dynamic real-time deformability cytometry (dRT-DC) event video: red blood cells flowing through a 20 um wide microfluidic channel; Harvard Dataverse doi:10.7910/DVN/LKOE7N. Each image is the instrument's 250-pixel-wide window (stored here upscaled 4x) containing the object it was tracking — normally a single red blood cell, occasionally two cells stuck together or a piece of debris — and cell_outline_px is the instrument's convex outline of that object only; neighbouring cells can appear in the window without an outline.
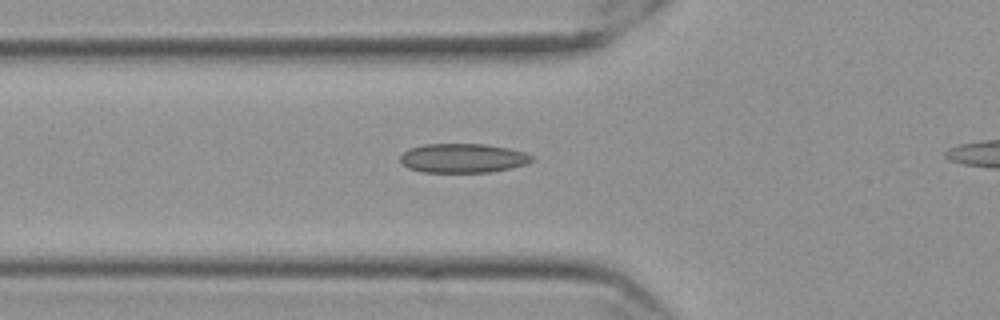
{"species": "Egyptian fruit bat (a non-hibernating species)", "species_latin": "Rousettus aegyptiacus", "temperature_condition": "cold", "stored_images_in_passage": 36, "camera_frame_rate_fps": 3000, "um_per_image_px": 0.085, "frame": {"image": 1, "passage_image": 6, "time_ms": 1.667, "image_size_px": [1000, 320], "cell_outline_px": [[536, 160], [512, 168], [492, 172], [420, 172], [408, 168], [400, 160], [400, 156], [408, 148], [424, 144], [484, 144], [508, 148], [524, 152], [532, 156]], "centroid_in_image_um": [39.34, 13.44], "position_along_channel_um": 86.5, "area_um2": 22.48}}
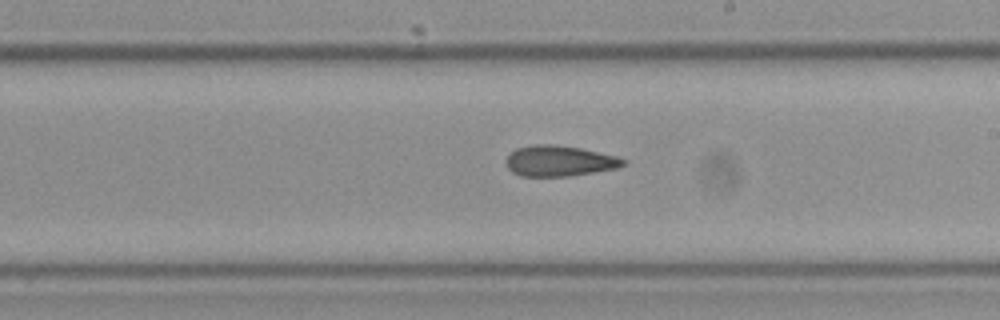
{"frame": {"image": 2, "passage_image": 19, "time_ms": 6.0, "image_size_px": [1000, 320], "cell_outline_px": [[628, 160], [624, 164], [616, 168], [568, 176], [520, 176], [512, 172], [508, 168], [504, 160], [516, 148], [532, 144], [556, 144], [580, 148], [616, 156]], "centroid_in_image_um": [47.5, 13.67], "position_along_channel_um": 241.5, "area_um2": 20.92}}
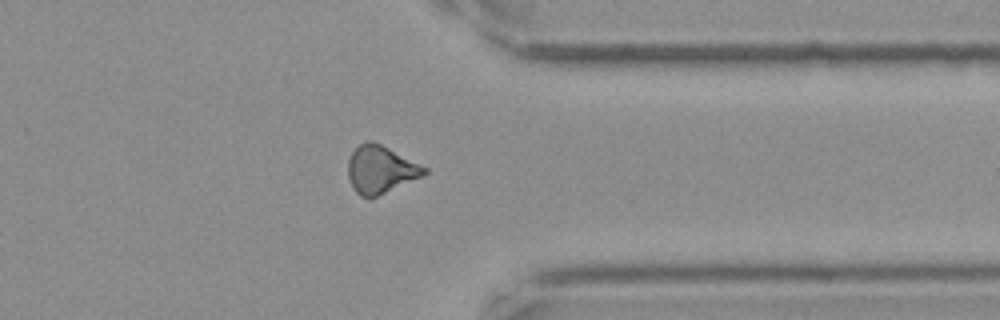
{"frame": {"image": 3, "passage_image": 31, "time_ms": 10.0, "image_size_px": [1000, 320], "cell_outline_px": [[428, 172], [372, 200], [360, 196], [352, 188], [348, 176], [348, 160], [352, 152], [360, 144], [368, 140], [372, 140], [428, 168]], "centroid_in_image_um": [32.31, 14.44], "position_along_channel_um": 379.1, "area_um2": 21.15}}